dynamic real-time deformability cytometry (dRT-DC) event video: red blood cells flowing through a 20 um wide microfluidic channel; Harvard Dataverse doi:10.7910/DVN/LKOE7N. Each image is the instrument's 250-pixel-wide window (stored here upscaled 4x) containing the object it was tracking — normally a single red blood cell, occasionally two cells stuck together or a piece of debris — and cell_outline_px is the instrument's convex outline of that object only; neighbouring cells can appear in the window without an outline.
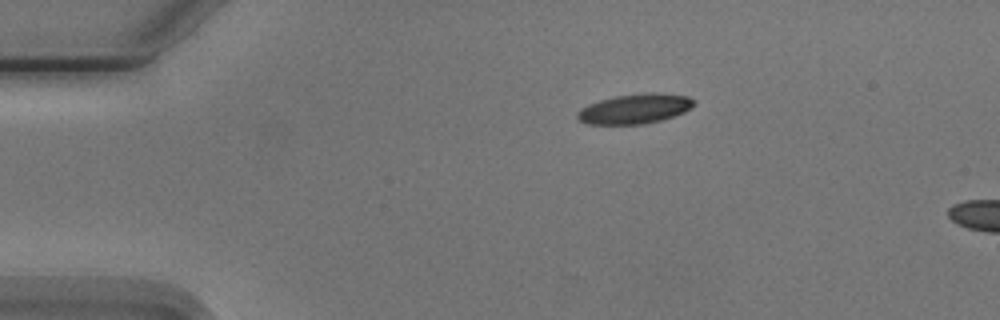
{"species": "Egyptian fruit bat (a non-hibernating species)", "species_latin": "Rousettus aegyptiacus", "temperature_condition": "cold", "stored_images_in_passage": 4, "camera_frame_rate_fps": 3000, "um_per_image_px": 0.085, "animal": {"sex": "male"}, "frame": {"image": 1, "passage_image": 1, "time_ms": 0.0, "image_size_px": [1000, 320], "cell_outline_px": [[696, 100], [684, 112], [660, 120], [644, 124], [588, 124], [580, 120], [576, 116], [576, 112], [580, 108], [588, 104], [600, 100], [616, 96], [648, 92], [652, 92], [688, 96]], "centroid_in_image_um": [53.92, 9.24], "position_along_channel_um": 31.1, "area_um2": 20.06}}